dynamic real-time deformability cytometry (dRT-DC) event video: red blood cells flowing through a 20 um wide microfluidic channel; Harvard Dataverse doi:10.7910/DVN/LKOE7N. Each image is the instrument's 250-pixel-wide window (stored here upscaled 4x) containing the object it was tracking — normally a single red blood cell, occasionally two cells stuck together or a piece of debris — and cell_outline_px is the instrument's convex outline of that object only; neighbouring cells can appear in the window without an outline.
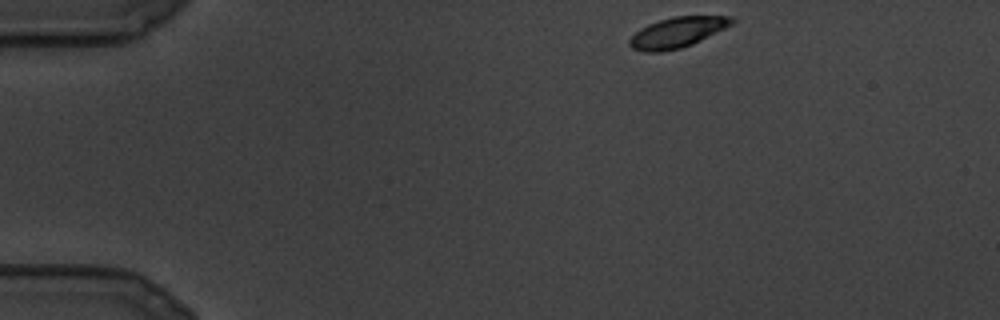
{"species": "common noctule bat (a hibernating species)", "species_latin": "Nyctalus noctula", "temperature_condition": "cold", "stored_images_in_passage": 90, "camera_frame_rate_fps": 3000, "um_per_image_px": 0.085, "animal": {"sex": "male", "body_mass_g": 19.5, "forearm_length_mm": 54.6}, "frame": {"image": 1, "passage_image": 1, "time_ms": 0.0, "image_size_px": [1000, 320], "cell_outline_px": [[736, 20], [732, 24], [692, 44], [680, 48], [660, 52], [644, 52], [632, 48], [628, 44], [628, 40], [640, 28], [648, 24], [672, 16], [732, 16]], "centroid_in_image_um": [57.54, 2.75], "position_along_channel_um": 27.5, "area_um2": 17.98}}
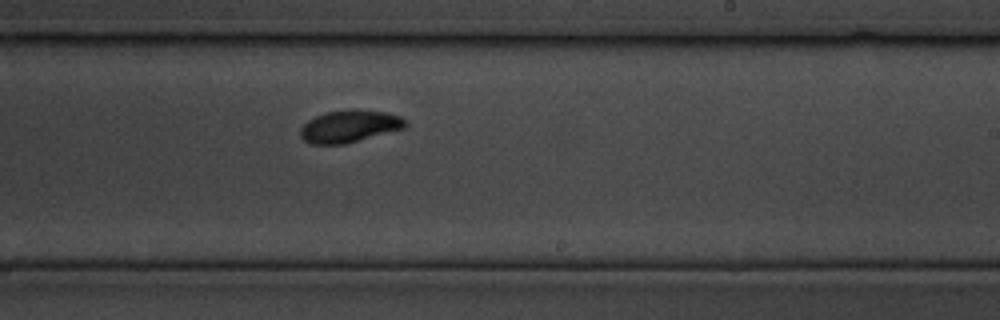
{"frame": {"image": 2, "passage_image": 50, "time_ms": 16.333, "image_size_px": [1000, 320], "cell_outline_px": [[408, 124], [404, 128], [344, 144], [308, 144], [300, 136], [300, 128], [308, 120], [324, 112], [352, 108], [384, 112], [400, 116]], "centroid_in_image_um": [29.66, 10.72], "position_along_channel_um": 259.3, "area_um2": 19.77}}
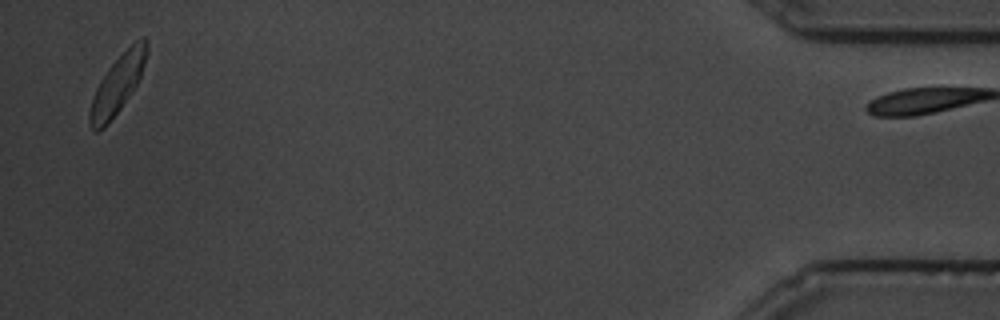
{"frame": {"image": 3, "passage_image": 89, "time_ms": 29.333, "image_size_px": [1000, 320], "cell_outline_px": [[148, 52], [140, 76], [136, 84], [120, 108], [104, 128], [96, 132], [92, 128], [88, 120], [88, 116], [92, 96], [100, 80], [108, 68], [136, 40], [144, 36], [148, 40]], "centroid_in_image_um": [9.97, 7.17], "position_along_channel_um": 425.2, "area_um2": 18.96}}